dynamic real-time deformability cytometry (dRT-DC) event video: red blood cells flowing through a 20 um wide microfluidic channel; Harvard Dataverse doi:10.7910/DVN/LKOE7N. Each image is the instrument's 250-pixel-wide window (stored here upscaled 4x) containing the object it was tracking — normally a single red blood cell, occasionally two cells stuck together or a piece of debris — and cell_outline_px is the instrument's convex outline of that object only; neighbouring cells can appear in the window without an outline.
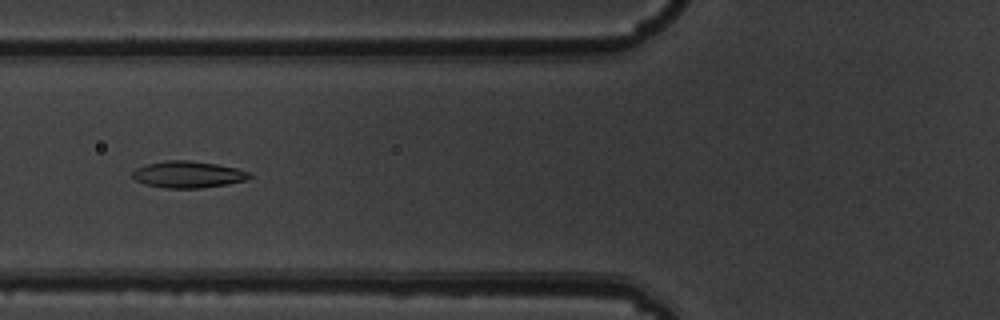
{"species": "common noctule bat (a hibernating species)", "species_latin": "Nyctalus noctula", "temperature_condition": "warm", "stored_images_in_passage": 6, "camera_frame_rate_fps": 3000, "um_per_image_px": 0.085, "animal": {"sex": "male", "body_mass_g": 19.5, "forearm_length_mm": 54.6}, "frame": {"image": 1, "passage_image": 6, "time_ms": 1.667, "image_size_px": [1000, 320], "cell_outline_px": [[252, 176], [248, 180], [228, 184], [200, 188], [164, 188], [144, 184], [136, 180], [132, 176], [132, 172], [136, 168], [144, 164], [168, 160], [188, 160], [216, 164], [236, 168], [252, 172]], "centroid_in_image_um": [16.0, 14.83], "position_along_channel_um": 109.8, "area_um2": 18.38}}